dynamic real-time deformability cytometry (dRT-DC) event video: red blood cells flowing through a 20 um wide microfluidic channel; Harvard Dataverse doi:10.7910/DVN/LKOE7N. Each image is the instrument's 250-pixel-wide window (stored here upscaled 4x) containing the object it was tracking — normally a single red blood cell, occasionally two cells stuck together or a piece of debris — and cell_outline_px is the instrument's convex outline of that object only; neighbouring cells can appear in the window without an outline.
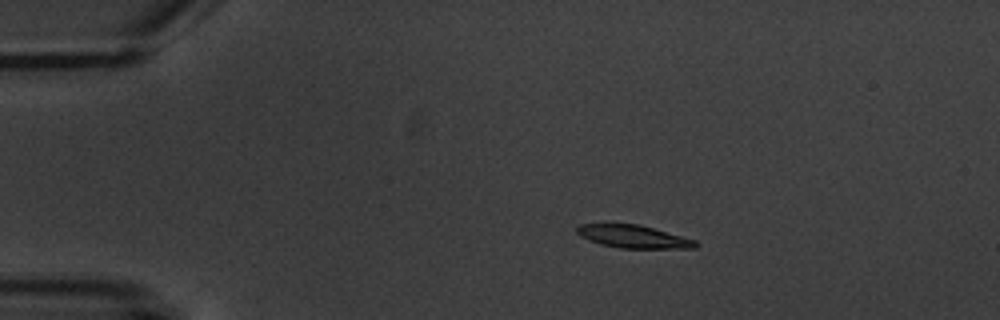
{"species": "common noctule bat (a hibernating species)", "species_latin": "Nyctalus noctula", "temperature_condition": "warm", "stored_images_in_passage": 6, "camera_frame_rate_fps": 3000, "um_per_image_px": 0.085, "animal": {"sex": "male", "body_mass_g": 20.1, "forearm_length_mm": 53.5}, "frame": {"image": 1, "passage_image": 4, "time_ms": 3.667, "image_size_px": [1000, 320], "cell_outline_px": [[700, 244], [696, 248], [620, 248], [600, 244], [588, 240], [580, 236], [576, 232], [576, 228], [580, 224], [640, 224], [696, 240]], "centroid_in_image_um": [53.85, 20.11], "position_along_channel_um": 31.1, "area_um2": 15.84}}
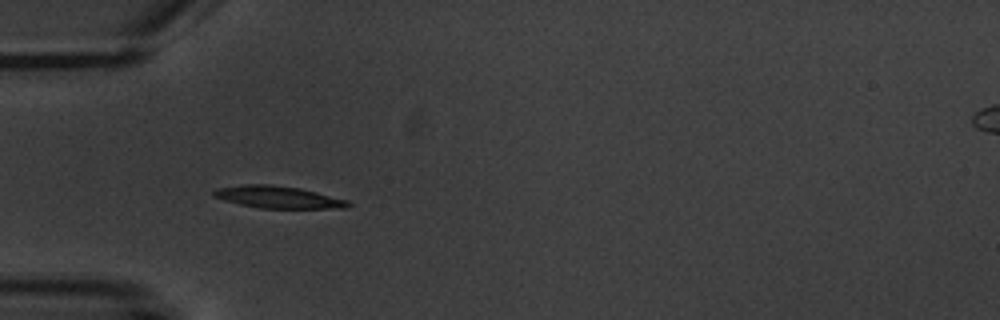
{"frame": {"image": 2, "passage_image": 6, "time_ms": 6.0, "image_size_px": [1000, 320], "cell_outline_px": [[352, 204], [348, 208], [260, 208], [240, 204], [224, 200], [212, 196], [212, 192], [216, 188], [244, 184], [272, 184], [300, 188], [348, 200]], "centroid_in_image_um": [23.63, 16.75], "position_along_channel_um": 61.4, "area_um2": 17.4}}